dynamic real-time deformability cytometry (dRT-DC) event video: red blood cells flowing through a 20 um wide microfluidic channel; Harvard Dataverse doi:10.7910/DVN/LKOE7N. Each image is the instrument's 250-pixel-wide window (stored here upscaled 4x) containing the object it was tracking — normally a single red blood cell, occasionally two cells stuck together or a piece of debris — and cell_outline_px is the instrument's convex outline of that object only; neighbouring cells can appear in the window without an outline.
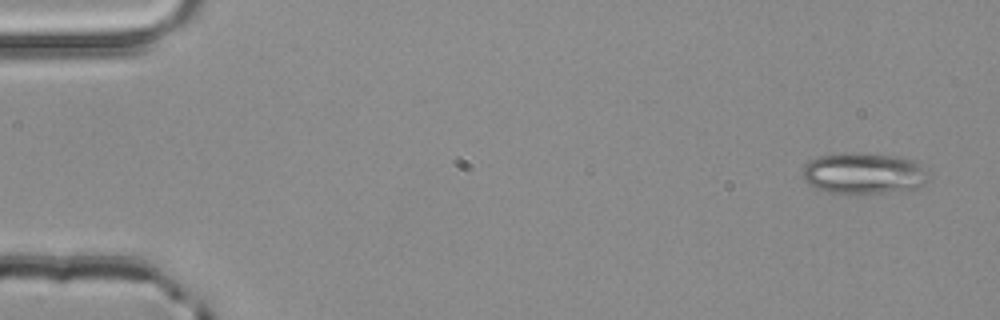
{"species": "common noctule bat (a hibernating species)", "species_latin": "Nyctalus noctula", "temperature_condition": "room temperature", "stored_images_in_passage": 4, "camera_frame_rate_fps": 3000, "um_per_image_px": 0.085, "animal": {"sex": "male", "body_mass_g": 20.4}, "frame": {"image": 1, "passage_image": 1, "time_ms": 0.0, "image_size_px": [1000, 320], "cell_outline_px": [[924, 184], [916, 188], [884, 192], [828, 192], [816, 188], [808, 184], [804, 180], [804, 164], [820, 156], [852, 152], [900, 156], [916, 160], [924, 164]], "centroid_in_image_um": [73.41, 14.7], "position_along_channel_um": 11.6, "area_um2": 29.71}}